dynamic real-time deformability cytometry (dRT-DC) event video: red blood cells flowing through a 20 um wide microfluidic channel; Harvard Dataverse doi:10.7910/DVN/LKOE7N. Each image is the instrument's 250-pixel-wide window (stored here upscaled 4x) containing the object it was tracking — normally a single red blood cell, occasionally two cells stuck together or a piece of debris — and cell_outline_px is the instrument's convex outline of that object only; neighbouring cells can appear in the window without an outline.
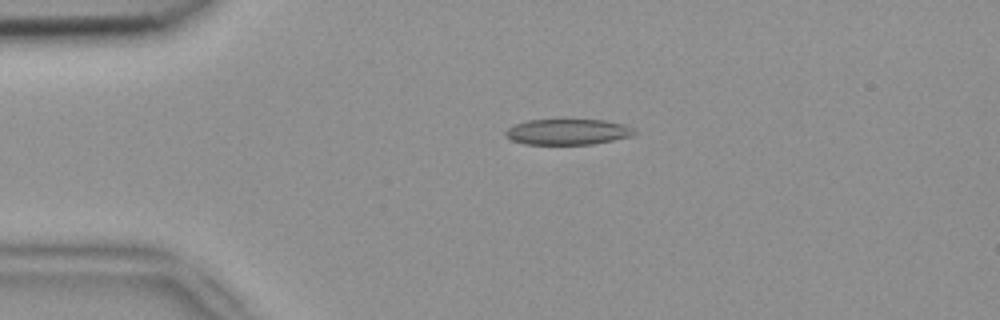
{"species": "common noctule bat (a hibernating species)", "species_latin": "Nyctalus noctula", "temperature_condition": "room temperature", "stored_images_in_passage": 6, "segment_of_instrument_passage": [1, 2], "camera_frame_rate_fps": 3000, "um_per_image_px": 0.085, "animal": {"sex": "female", "body_mass_g": 18.4}, "frame": {"image": 1, "passage_image": 4, "time_ms": 1.0, "image_size_px": [1000, 320], "cell_outline_px": [[640, 132], [632, 136], [592, 144], [524, 144], [512, 140], [504, 132], [508, 128], [516, 124], [528, 120], [572, 116], [608, 120], [624, 124]], "centroid_in_image_um": [48.32, 11.14], "position_along_channel_um": 36.7, "area_um2": 20.4}}